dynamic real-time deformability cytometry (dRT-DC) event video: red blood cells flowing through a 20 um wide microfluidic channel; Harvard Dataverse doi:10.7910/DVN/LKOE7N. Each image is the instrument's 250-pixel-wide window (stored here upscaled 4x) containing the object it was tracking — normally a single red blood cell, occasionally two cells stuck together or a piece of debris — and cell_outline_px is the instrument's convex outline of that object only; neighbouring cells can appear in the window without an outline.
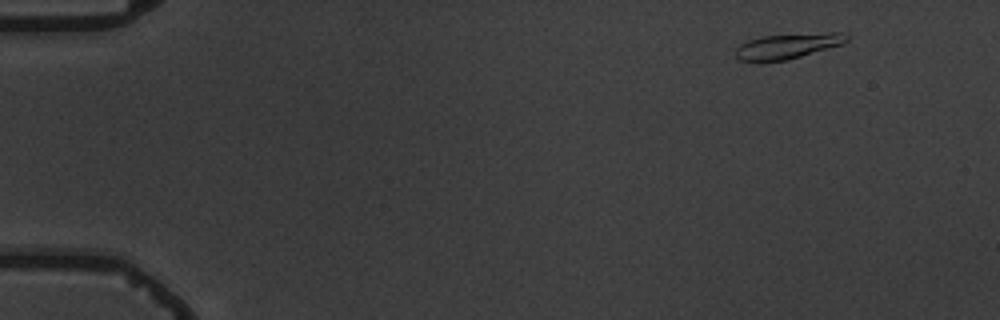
{"species": "common noctule bat (a hibernating species)", "species_latin": "Nyctalus noctula", "temperature_condition": "warm", "stored_images_in_passage": 9, "camera_frame_rate_fps": 3000, "um_per_image_px": 0.085, "animal": {"sex": "male", "body_mass_g": 19.5, "forearm_length_mm": 54.6}, "frame": {"image": 1, "passage_image": 1, "time_ms": 0.0, "image_size_px": [1000, 320], "cell_outline_px": [[848, 40], [844, 44], [788, 60], [760, 64], [740, 60], [736, 56], [736, 48], [740, 44], [748, 40], [760, 36], [828, 32], [844, 32], [848, 36]], "centroid_in_image_um": [66.93, 3.94], "position_along_channel_um": 18.1, "area_um2": 16.99}}
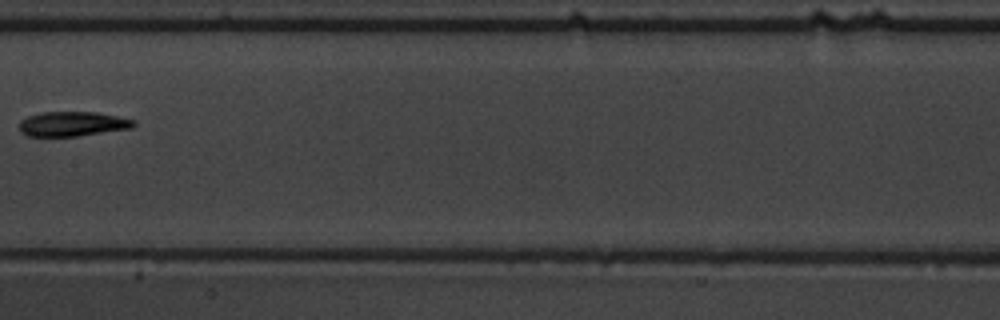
{"frame": {"image": 2, "passage_image": 7, "time_ms": 8.0, "image_size_px": [1000, 320], "cell_outline_px": [[136, 124], [132, 128], [80, 136], [28, 136], [20, 132], [20, 120], [28, 116], [40, 112], [96, 112], [136, 120]], "centroid_in_image_um": [6.17, 10.53], "position_along_channel_um": 201.2, "area_um2": 16.53}}
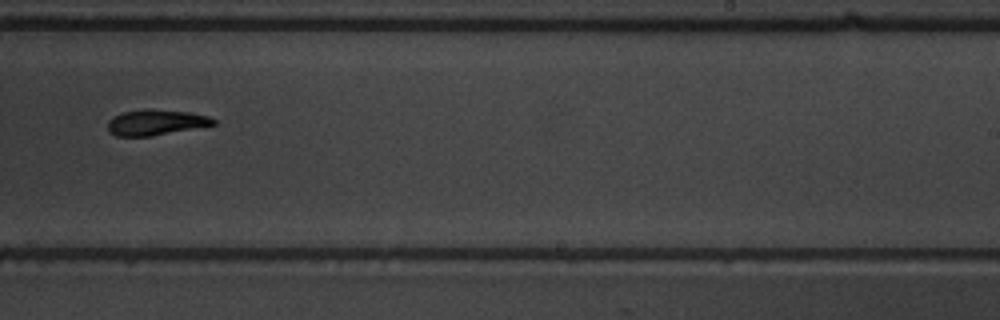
{"frame": {"image": 3, "passage_image": 9, "time_ms": 10.0, "image_size_px": [1000, 320], "cell_outline_px": [[216, 124], [152, 136], [116, 136], [108, 132], [108, 120], [112, 116], [124, 112], [144, 108], [152, 108], [188, 112], [208, 116], [216, 120]], "centroid_in_image_um": [13.2, 10.39], "position_along_channel_um": 275.8, "area_um2": 15.9}}